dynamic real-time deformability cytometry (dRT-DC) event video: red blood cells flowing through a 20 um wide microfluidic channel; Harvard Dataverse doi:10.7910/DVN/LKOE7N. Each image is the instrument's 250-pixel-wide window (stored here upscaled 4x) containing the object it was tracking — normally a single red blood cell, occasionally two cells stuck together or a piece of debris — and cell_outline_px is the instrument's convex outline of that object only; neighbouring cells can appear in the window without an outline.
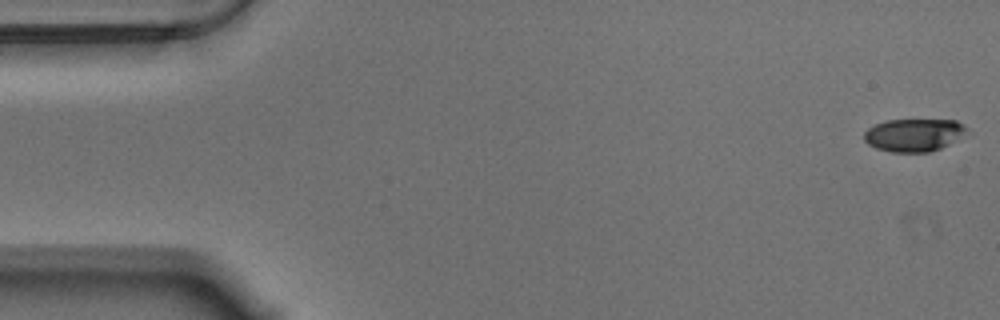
{"species": "Egyptian fruit bat (a non-hibernating species)", "species_latin": "Rousettus aegyptiacus", "temperature_condition": "warm", "stored_images_in_passage": 57, "camera_frame_rate_fps": 3000, "um_per_image_px": 0.085, "animal": {"sex": "male"}, "frame": {"image": 1, "passage_image": 1, "time_ms": 0.0, "image_size_px": [1000, 320], "cell_outline_px": [[972, 132], [940, 148], [928, 152], [892, 152], [876, 148], [868, 144], [864, 140], [864, 132], [868, 128], [876, 124], [888, 120], [956, 120], [964, 124]], "centroid_in_image_um": [77.73, 11.47], "position_along_channel_um": 7.3, "area_um2": 19.77}}
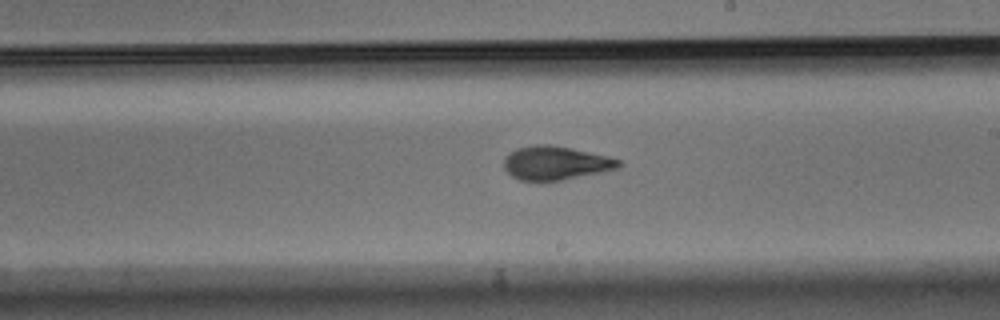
{"frame": {"image": 2, "passage_image": 32, "time_ms": 10.333, "image_size_px": [1000, 320], "cell_outline_px": [[624, 164], [620, 168], [560, 180], [520, 180], [512, 176], [504, 168], [504, 156], [508, 152], [516, 148], [532, 144], [548, 144], [572, 148], [608, 156], [620, 160]], "centroid_in_image_um": [47.22, 13.83], "position_along_channel_um": 241.8, "area_um2": 22.6}}
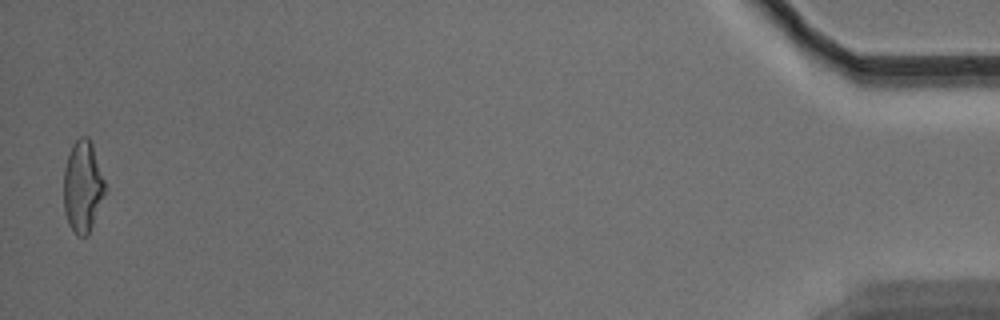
{"frame": {"image": 3, "passage_image": 56, "time_ms": 18.333, "image_size_px": [1000, 320], "cell_outline_px": [[108, 188], [88, 236], [76, 236], [68, 224], [64, 212], [64, 168], [72, 144], [80, 136], [88, 136], [92, 144]], "centroid_in_image_um": [7.05, 15.88], "position_along_channel_um": 428.2, "area_um2": 22.48}, "authors_computed_cell_mechanics": {"area_um2": 22.253, "velocity_mm_per_s": 3.5316, "shape_relaxation_time_tau1_ms": 5.8173, "shape_relaxation_time_tau2_ms": 1.8883, "deformation_change_tau1": 0.1831, "deformation_change_tau2": 0.0906}}